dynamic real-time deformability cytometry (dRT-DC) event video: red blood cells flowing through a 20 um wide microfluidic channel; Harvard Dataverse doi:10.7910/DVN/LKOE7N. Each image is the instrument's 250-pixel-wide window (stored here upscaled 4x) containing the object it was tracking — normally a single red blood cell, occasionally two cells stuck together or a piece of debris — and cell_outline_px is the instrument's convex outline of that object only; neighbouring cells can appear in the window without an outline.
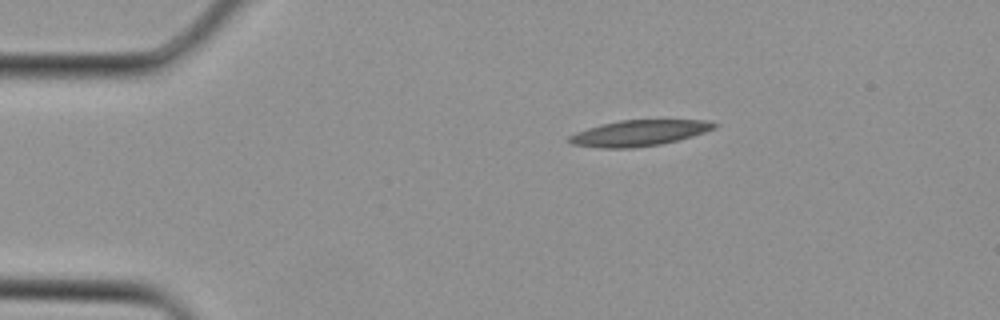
{"species": "Egyptian fruit bat (a non-hibernating species)", "species_latin": "Rousettus aegyptiacus", "temperature_condition": "cold", "stored_images_in_passage": 2, "camera_frame_rate_fps": 3000, "um_per_image_px": 0.085, "animal": {"sex": "female"}, "frame": {"image": 1, "passage_image": 1, "time_ms": 0.0, "image_size_px": [1000, 320], "cell_outline_px": [[720, 124], [716, 128], [692, 136], [660, 144], [632, 148], [600, 148], [572, 144], [568, 140], [568, 136], [576, 132], [600, 124], [620, 120], [708, 120]], "centroid_in_image_um": [54.32, 11.3], "position_along_channel_um": 30.7, "area_um2": 21.85}}
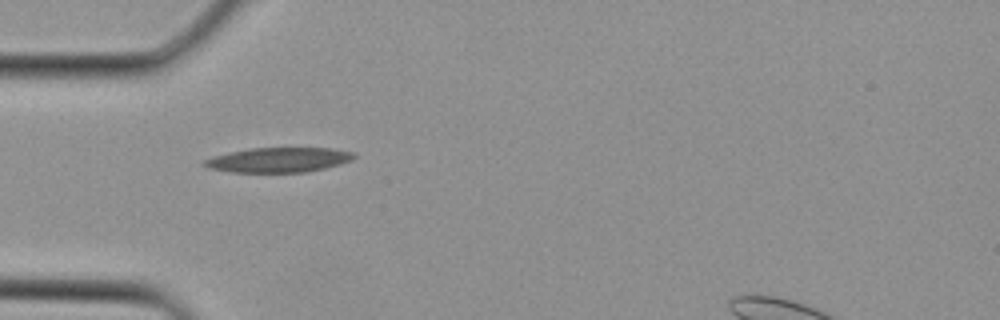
{"frame": {"image": 2, "passage_image": 2, "time_ms": 0.333, "image_size_px": [1000, 320], "cell_outline_px": [[356, 156], [352, 160], [340, 164], [308, 172], [232, 172], [208, 168], [200, 164], [204, 160], [212, 156], [228, 152], [252, 148], [332, 148], [356, 152]], "centroid_in_image_um": [23.68, 13.58], "position_along_channel_um": 61.3, "area_um2": 21.79}}